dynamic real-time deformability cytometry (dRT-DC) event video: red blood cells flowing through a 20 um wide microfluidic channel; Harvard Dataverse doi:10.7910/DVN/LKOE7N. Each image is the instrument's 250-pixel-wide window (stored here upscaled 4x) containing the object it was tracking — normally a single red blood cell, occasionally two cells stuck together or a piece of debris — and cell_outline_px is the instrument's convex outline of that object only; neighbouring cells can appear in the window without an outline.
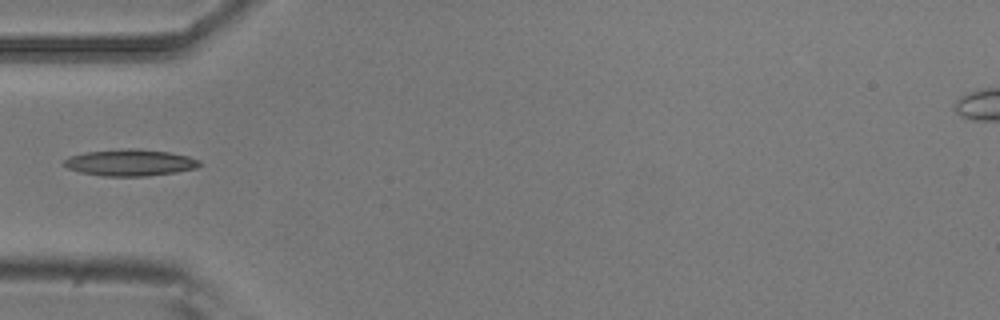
{"species": "common noctule bat (a hibernating species)", "species_latin": "Nyctalus noctula", "temperature_condition": "room temperature", "stored_images_in_passage": 6, "camera_frame_rate_fps": 3000, "um_per_image_px": 0.085, "animal": {"sex": "male", "body_mass_g": 20.5, "forearm_length_mm": 52.5}, "frame": {"image": 1, "passage_image": 5, "time_ms": 1.333, "image_size_px": [1000, 320], "cell_outline_px": [[200, 164], [196, 168], [176, 172], [148, 176], [104, 176], [80, 172], [68, 168], [64, 164], [64, 160], [68, 156], [84, 152], [128, 148], [140, 148], [168, 152], [188, 156], [200, 160]], "centroid_in_image_um": [11.05, 13.81], "position_along_channel_um": 73.9, "area_um2": 21.04}}
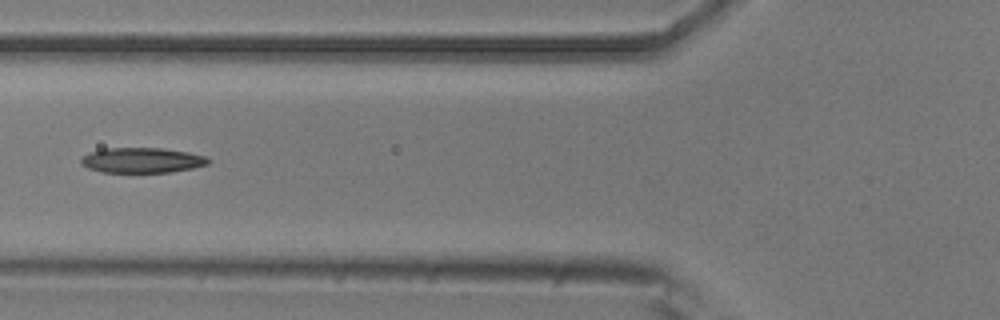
{"frame": {"image": 2, "passage_image": 6, "time_ms": 1.667, "image_size_px": [1000, 320], "cell_outline_px": [[212, 160], [208, 164], [192, 168], [172, 172], [100, 172], [88, 168], [80, 164], [80, 160], [88, 152], [104, 148], [164, 148], [188, 152], [208, 156]], "centroid_in_image_um": [12.09, 13.61], "position_along_channel_um": 113.7, "area_um2": 18.9}}